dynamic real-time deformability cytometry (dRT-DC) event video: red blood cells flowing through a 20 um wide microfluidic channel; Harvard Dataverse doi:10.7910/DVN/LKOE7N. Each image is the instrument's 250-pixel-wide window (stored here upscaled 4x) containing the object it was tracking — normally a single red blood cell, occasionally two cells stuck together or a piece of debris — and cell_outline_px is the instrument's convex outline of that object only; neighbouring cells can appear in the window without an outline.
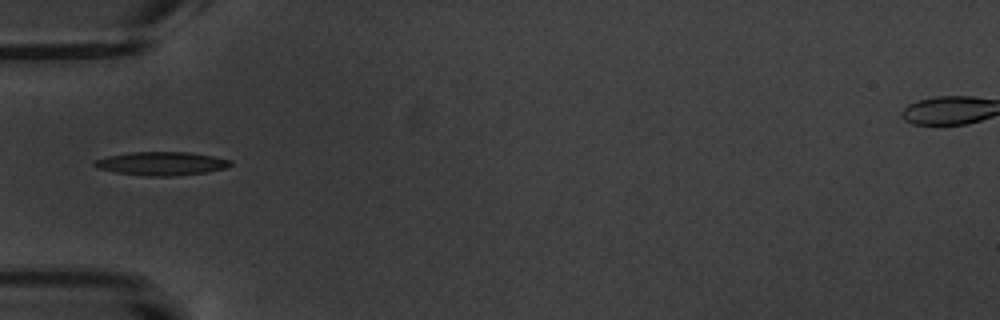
{"species": "common noctule bat (a hibernating species)", "species_latin": "Nyctalus noctula", "temperature_condition": "warm", "stored_images_in_passage": 17, "camera_frame_rate_fps": 3000, "um_per_image_px": 0.085, "animal": {"sex": "male", "body_mass_g": 20.1, "forearm_length_mm": 53.5}, "frame": {"image": 1, "passage_image": 6, "time_ms": 6.0, "image_size_px": [1000, 320], "cell_outline_px": [[232, 164], [224, 168], [204, 172], [176, 176], [144, 176], [116, 172], [96, 168], [92, 164], [92, 160], [108, 156], [128, 152], [188, 152], [212, 156], [232, 160]], "centroid_in_image_um": [13.66, 13.9], "position_along_channel_um": 71.3, "area_um2": 18.67}}
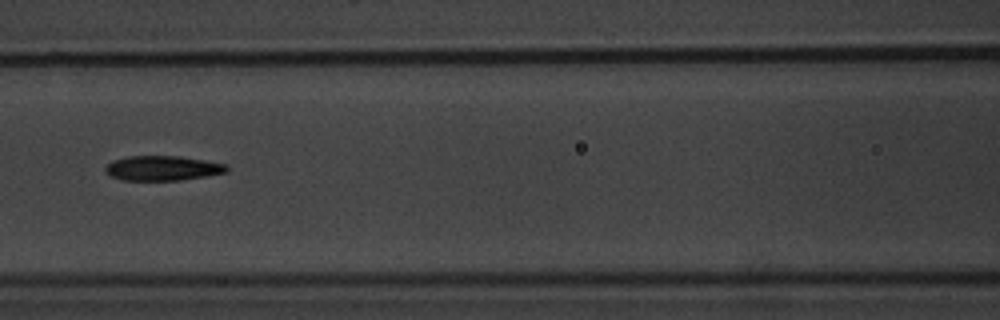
{"frame": {"image": 2, "passage_image": 8, "time_ms": 8.333, "image_size_px": [1000, 320], "cell_outline_px": [[228, 172], [208, 176], [180, 180], [124, 180], [112, 176], [104, 172], [104, 168], [112, 160], [128, 156], [180, 156], [228, 164]], "centroid_in_image_um": [13.84, 14.29], "position_along_channel_um": 152.8, "area_um2": 17.63}}
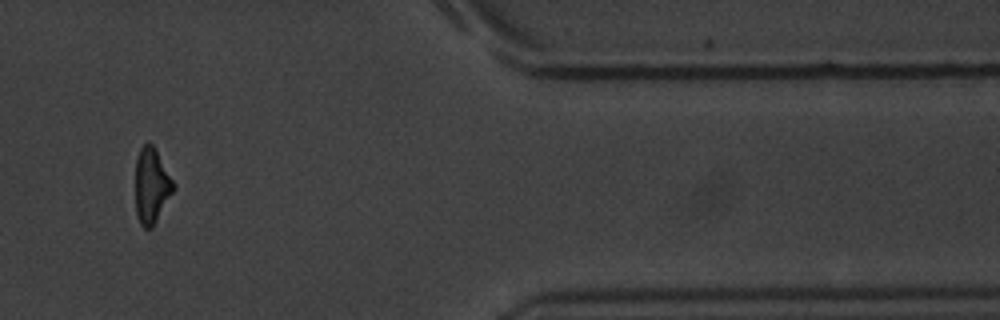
{"frame": {"image": 3, "passage_image": 15, "time_ms": 16.333, "image_size_px": [1000, 320], "cell_outline_px": [[176, 188], [152, 228], [144, 228], [140, 224], [136, 216], [136, 156], [140, 148], [148, 140], [156, 148], [176, 184]], "centroid_in_image_um": [12.9, 15.75], "position_along_channel_um": 398.5, "area_um2": 17.11}, "authors_computed_cell_mechanics": {"area_um2": 16.762, "velocity_mm_per_s": 3.4476, "shape_relaxation_time_tau1_ms": 2.8766, "shape_relaxation_time_tau2_ms": null, "deformation_change_tau1": 0.1265, "deformation_change_tau2": null}}